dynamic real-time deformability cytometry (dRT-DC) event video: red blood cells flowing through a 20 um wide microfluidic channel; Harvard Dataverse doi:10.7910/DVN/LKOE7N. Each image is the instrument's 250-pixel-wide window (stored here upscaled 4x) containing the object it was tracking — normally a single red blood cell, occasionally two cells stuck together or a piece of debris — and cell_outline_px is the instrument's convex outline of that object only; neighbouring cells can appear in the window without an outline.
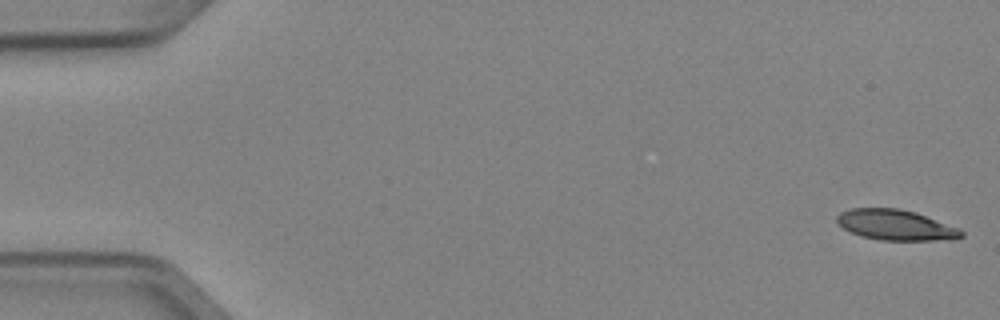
{"species": "Egyptian fruit bat (a non-hibernating species)", "species_latin": "Rousettus aegyptiacus", "temperature_condition": "cold", "stored_images_in_passage": 5, "camera_frame_rate_fps": 3000, "um_per_image_px": 0.085, "animal": {"sex": "female"}, "frame": {"image": 1, "passage_image": 1, "time_ms": 0.0, "image_size_px": [1000, 320], "cell_outline_px": [[964, 236], [956, 240], [880, 240], [860, 236], [844, 228], [836, 220], [836, 216], [840, 212], [852, 208], [900, 208], [916, 212], [960, 228], [964, 232]], "centroid_in_image_um": [76.19, 19.12], "position_along_channel_um": 8.8, "area_um2": 22.31}}
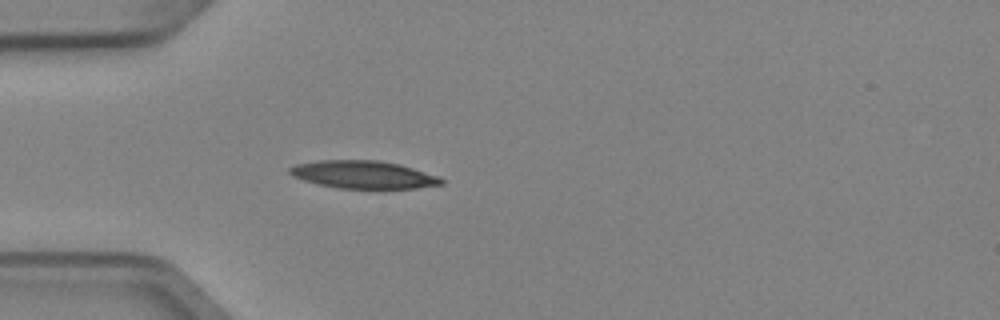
{"frame": {"image": 2, "passage_image": 5, "time_ms": 1.333, "image_size_px": [1000, 320], "cell_outline_px": [[444, 184], [416, 188], [336, 188], [304, 180], [292, 176], [288, 172], [288, 168], [296, 164], [320, 160], [376, 160], [400, 164], [436, 176], [444, 180]], "centroid_in_image_um": [30.85, 14.84], "position_along_channel_um": 54.1, "area_um2": 24.28}}